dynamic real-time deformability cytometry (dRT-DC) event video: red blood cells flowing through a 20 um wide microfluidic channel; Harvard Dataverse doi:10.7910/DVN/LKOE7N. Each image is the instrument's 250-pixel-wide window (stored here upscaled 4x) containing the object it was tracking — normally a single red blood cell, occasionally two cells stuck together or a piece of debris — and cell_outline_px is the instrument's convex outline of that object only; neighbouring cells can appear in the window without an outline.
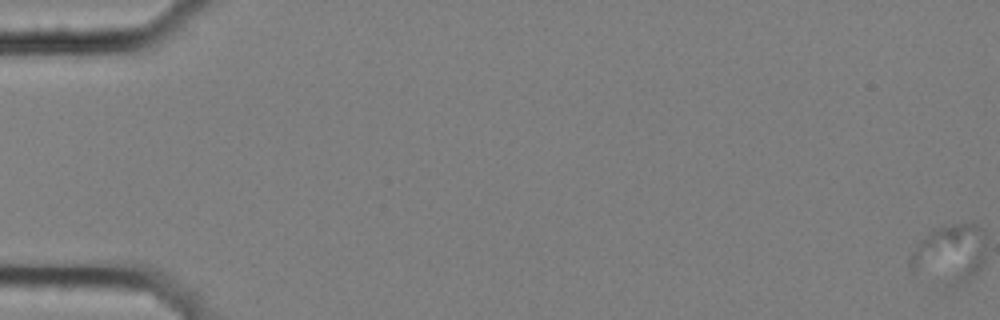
{"species": "common noctule bat (a hibernating species)", "species_latin": "Nyctalus noctula", "temperature_condition": "cold", "stored_images_in_passage": 14, "camera_frame_rate_fps": 3000, "um_per_image_px": 0.085, "animal": {"sex": "female", "body_mass_g": 25.1}, "frame": {"image": 1, "passage_image": 1, "time_ms": 0.0, "image_size_px": [1000, 320], "cell_outline_px": [[984, 264], [972, 276], [956, 288], [944, 288], [912, 272], [908, 264], [908, 260], [916, 244], [920, 240], [936, 228], [952, 224], [976, 224], [984, 232]], "centroid_in_image_um": [80.68, 21.66], "position_along_channel_um": 4.3, "area_um2": 26.7}}